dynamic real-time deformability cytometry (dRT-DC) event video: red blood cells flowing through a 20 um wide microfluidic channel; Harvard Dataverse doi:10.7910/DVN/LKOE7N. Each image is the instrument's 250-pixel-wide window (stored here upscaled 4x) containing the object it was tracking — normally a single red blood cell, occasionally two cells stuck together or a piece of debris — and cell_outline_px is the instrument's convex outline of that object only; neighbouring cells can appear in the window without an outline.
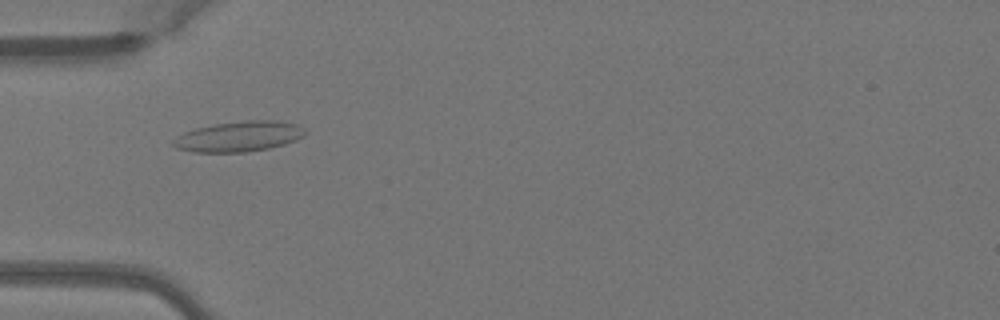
{"species": "Egyptian fruit bat (a non-hibernating species)", "species_latin": "Rousettus aegyptiacus", "temperature_condition": "warm", "stored_images_in_passage": 40, "camera_frame_rate_fps": 3000, "um_per_image_px": 0.085, "animal": {"sex": "female"}, "frame": {"image": 1, "passage_image": 6, "time_ms": 1.667, "image_size_px": [1000, 320], "cell_outline_px": [[308, 132], [304, 136], [296, 140], [284, 144], [268, 148], [248, 152], [192, 152], [176, 148], [172, 144], [172, 140], [176, 136], [184, 132], [196, 128], [216, 124], [244, 120], [276, 120], [296, 124], [304, 128]], "centroid_in_image_um": [20.31, 11.6], "position_along_channel_um": 64.7, "area_um2": 23.47}}
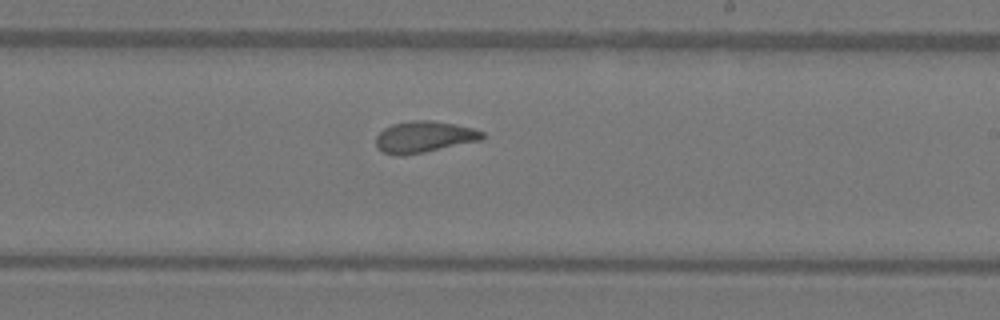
{"frame": {"image": 2, "passage_image": 20, "time_ms": 6.333, "image_size_px": [1000, 320], "cell_outline_px": [[484, 136], [480, 140], [424, 152], [404, 156], [396, 156], [384, 152], [376, 148], [376, 136], [384, 128], [392, 124], [412, 120], [432, 120], [456, 124], [472, 128], [484, 132]], "centroid_in_image_um": [36.01, 11.63], "position_along_channel_um": 253.0, "area_um2": 19.48}}
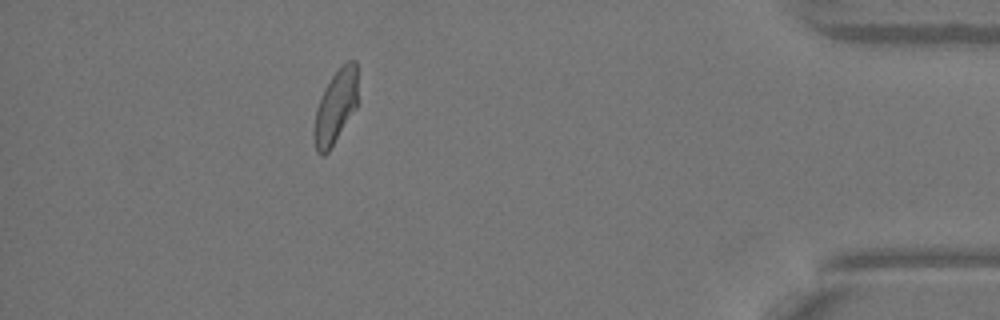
{"frame": {"image": 3, "passage_image": 35, "time_ms": 11.333, "image_size_px": [1000, 320], "cell_outline_px": [[356, 108], [328, 152], [324, 156], [320, 156], [316, 152], [312, 136], [312, 132], [316, 108], [324, 88], [332, 76], [348, 60], [356, 60]], "centroid_in_image_um": [28.47, 9.14], "position_along_channel_um": 406.7, "area_um2": 18.67}, "authors_computed_cell_mechanics": {"area_um2": 19.5364, "velocity_mm_per_s": 4.0521, "shape_relaxation_time_tau1_ms": 8.1916, "shape_relaxation_time_tau2_ms": 0.8055, "deformation_change_tau1": 0.1773, "deformation_change_tau2": 0.0615}}